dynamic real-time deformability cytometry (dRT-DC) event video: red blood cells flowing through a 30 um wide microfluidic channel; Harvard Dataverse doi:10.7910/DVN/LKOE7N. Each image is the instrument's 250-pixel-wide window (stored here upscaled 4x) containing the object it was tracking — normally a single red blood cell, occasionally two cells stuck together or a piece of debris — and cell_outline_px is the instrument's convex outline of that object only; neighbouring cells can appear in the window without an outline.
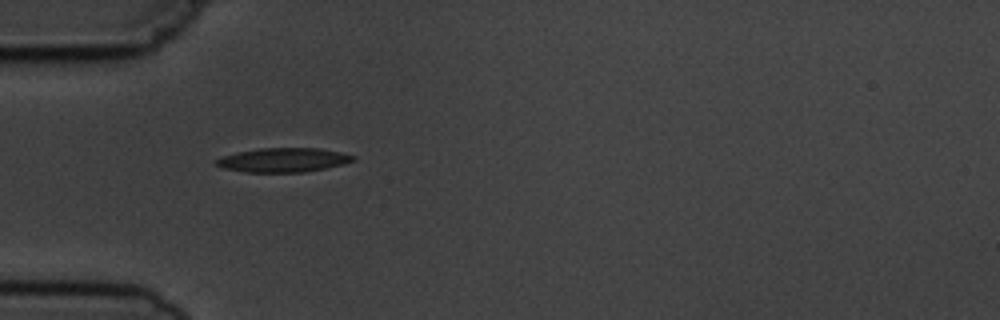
{"species": "common noctule bat (a hibernating species)", "species_latin": "Nyctalus noctula", "temperature_condition": "cold", "stored_images_in_passage": 11, "camera_frame_rate_fps": 3000, "um_per_image_px": 0.085, "animal": {"sex": "male", "body_mass_g": 19.5, "forearm_length_mm": 54.6}, "frame": {"image": 1, "passage_image": 1, "time_ms": 0.0, "image_size_px": [1000, 320], "cell_outline_px": [[356, 160], [344, 164], [304, 172], [244, 172], [224, 168], [216, 164], [216, 160], [224, 156], [236, 152], [260, 148], [320, 148], [340, 152], [356, 156]], "centroid_in_image_um": [24.12, 13.59], "position_along_channel_um": 60.9, "area_um2": 19.19}}
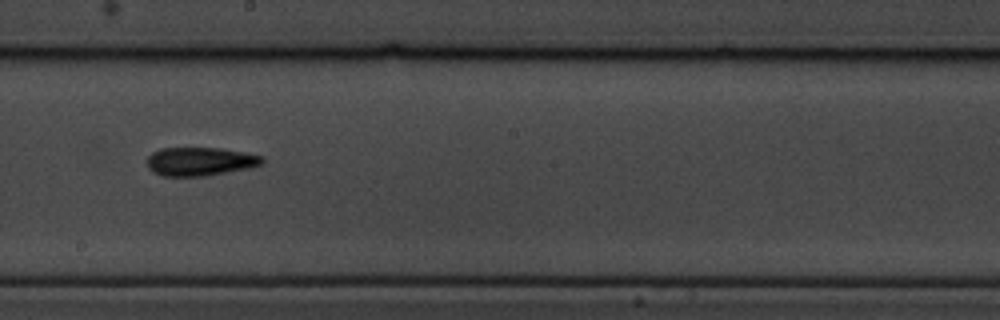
{"frame": {"image": 2, "passage_image": 5, "time_ms": 4.667, "image_size_px": [1000, 320], "cell_outline_px": [[264, 164], [248, 168], [204, 176], [164, 176], [152, 172], [148, 168], [148, 156], [152, 152], [160, 148], [220, 148], [244, 152], [264, 156]], "centroid_in_image_um": [17.01, 13.72], "position_along_channel_um": 231.2, "area_um2": 19.19}}
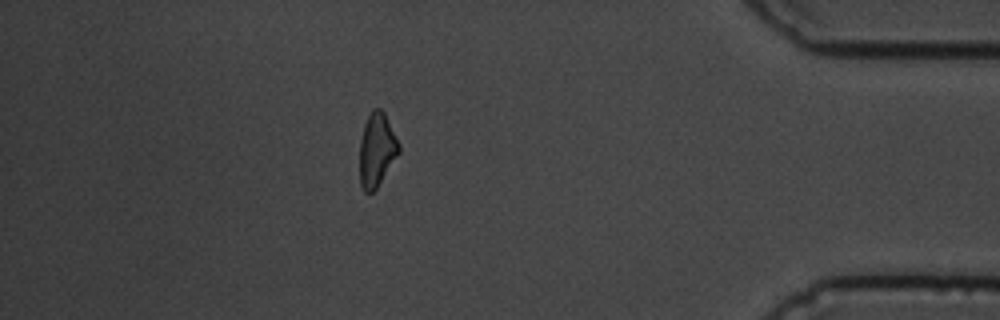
{"frame": {"image": 3, "passage_image": 10, "time_ms": 10.333, "image_size_px": [1000, 320], "cell_outline_px": [[400, 152], [376, 188], [372, 192], [364, 192], [360, 184], [360, 140], [364, 124], [372, 108], [380, 108], [384, 112], [400, 144]], "centroid_in_image_um": [32.02, 12.71], "position_along_channel_um": 403.2, "area_um2": 16.76}, "authors_computed_cell_mechanics": {"area_um2": 18.5538, "velocity_mm_per_s": 3.7285, "shape_relaxation_time_tau1_ms": 3.225, "shape_relaxation_time_tau2_ms": 4.91, "deformation_change_tau1": 0.1161, "deformation_change_tau2": 0.1224}}